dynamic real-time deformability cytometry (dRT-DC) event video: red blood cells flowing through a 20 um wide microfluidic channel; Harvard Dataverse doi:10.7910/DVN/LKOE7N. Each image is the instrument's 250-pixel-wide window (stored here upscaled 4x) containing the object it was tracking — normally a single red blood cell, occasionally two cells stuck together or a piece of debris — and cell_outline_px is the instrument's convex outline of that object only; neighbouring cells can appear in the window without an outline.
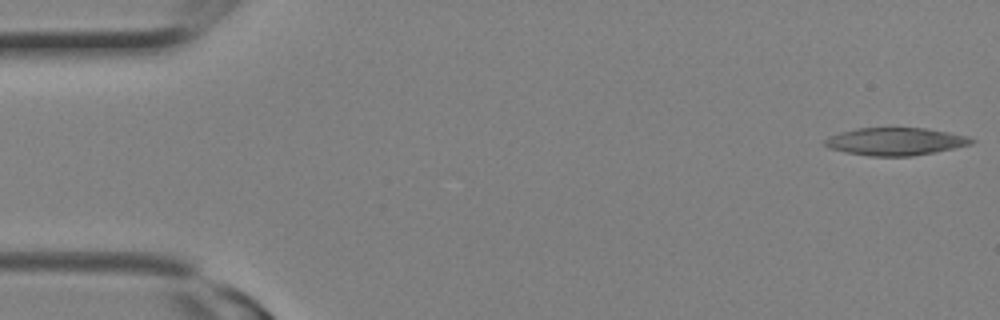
{"species": "Egyptian fruit bat (a non-hibernating species)", "species_latin": "Rousettus aegyptiacus", "temperature_condition": "room temperature", "stored_images_in_passage": 9, "camera_frame_rate_fps": 3000, "um_per_image_px": 0.085, "animal": {"sex": "female"}, "frame": {"image": 1, "passage_image": 1, "time_ms": 0.0, "image_size_px": [1000, 320], "cell_outline_px": [[976, 140], [972, 144], [936, 152], [912, 156], [868, 156], [844, 152], [828, 148], [824, 144], [824, 140], [828, 136], [840, 132], [856, 128], [924, 128], [948, 132], [968, 136]], "centroid_in_image_um": [76.09, 12.03], "position_along_channel_um": 8.9, "area_um2": 23.76}}
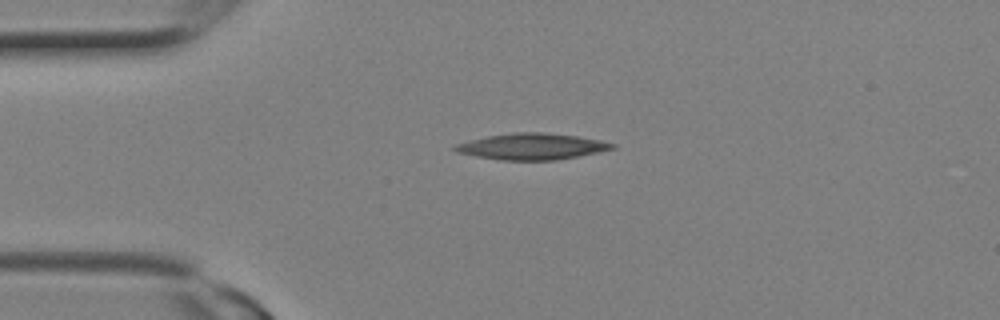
{"frame": {"image": 2, "passage_image": 6, "time_ms": 1.667, "image_size_px": [1000, 320], "cell_outline_px": [[616, 148], [556, 160], [500, 160], [476, 156], [456, 152], [452, 148], [456, 144], [488, 136], [512, 132], [544, 132], [576, 136], [600, 140], [616, 144]], "centroid_in_image_um": [45.2, 12.45], "position_along_channel_um": 39.8, "area_um2": 23.81}}
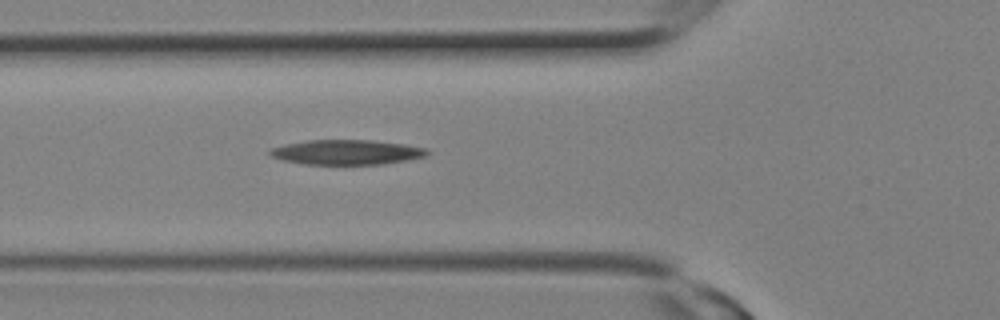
{"frame": {"image": 3, "passage_image": 9, "time_ms": 2.667, "image_size_px": [1000, 320], "cell_outline_px": [[428, 156], [408, 160], [380, 164], [304, 164], [284, 160], [272, 156], [268, 152], [272, 148], [284, 144], [308, 140], [372, 140], [404, 144], [428, 148]], "centroid_in_image_um": [29.5, 12.93], "position_along_channel_um": 96.3, "area_um2": 22.72}}